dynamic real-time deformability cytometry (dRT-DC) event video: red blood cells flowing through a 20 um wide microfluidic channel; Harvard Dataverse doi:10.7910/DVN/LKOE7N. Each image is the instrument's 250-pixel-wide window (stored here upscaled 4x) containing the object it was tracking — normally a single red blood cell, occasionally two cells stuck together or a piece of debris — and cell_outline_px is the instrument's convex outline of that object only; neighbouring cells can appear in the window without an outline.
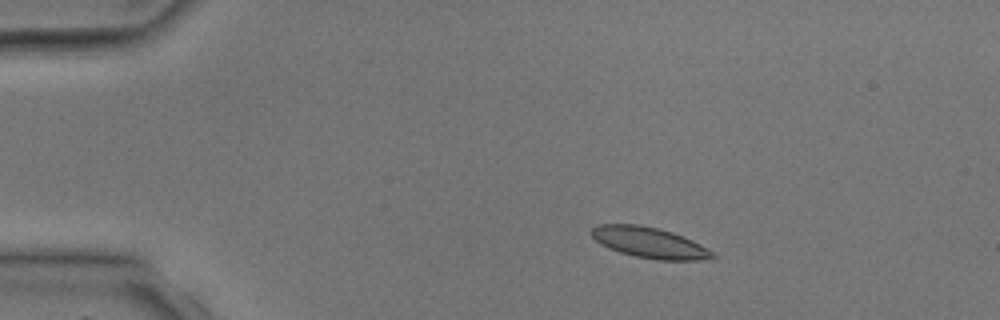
{"species": "common noctule bat (a hibernating species)", "species_latin": "Nyctalus noctula", "temperature_condition": "room temperature", "stored_images_in_passage": 3, "camera_frame_rate_fps": 3000, "um_per_image_px": 0.085, "animal": {"sex": "male", "body_mass_g": 17.9, "forearm_length_mm": 54.2}, "frame": {"image": 1, "passage_image": 1, "time_ms": 0.0, "image_size_px": [1000, 320], "cell_outline_px": [[716, 256], [700, 260], [660, 260], [636, 256], [620, 252], [608, 248], [600, 244], [592, 236], [592, 228], [596, 224], [640, 224], [672, 232], [692, 240], [700, 244], [712, 252]], "centroid_in_image_um": [55.17, 20.61], "position_along_channel_um": 29.8, "area_um2": 21.44}}